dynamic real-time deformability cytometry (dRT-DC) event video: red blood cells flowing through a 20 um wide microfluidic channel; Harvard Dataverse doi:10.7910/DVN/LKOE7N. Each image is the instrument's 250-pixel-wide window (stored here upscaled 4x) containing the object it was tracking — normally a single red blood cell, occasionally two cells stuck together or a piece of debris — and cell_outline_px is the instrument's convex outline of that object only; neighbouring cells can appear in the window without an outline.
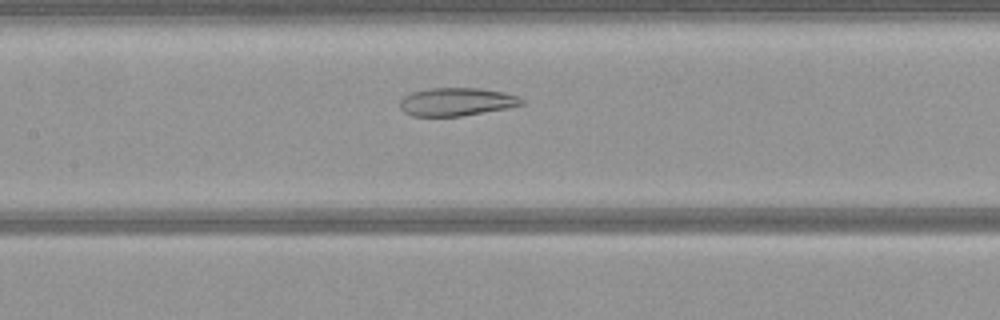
{"species": "common noctule bat (a hibernating species)", "species_latin": "Nyctalus noctula", "temperature_condition": "warm", "stored_images_in_passage": 45, "camera_frame_rate_fps": 3000, "um_per_image_px": 0.085, "animal": {"sex": "female", "body_mass_g": 21.9}, "frame": {"image": 1, "passage_image": 17, "time_ms": 5.333, "image_size_px": [1000, 320], "cell_outline_px": [[524, 104], [508, 108], [460, 116], [412, 116], [404, 112], [400, 108], [400, 100], [404, 96], [412, 92], [428, 88], [480, 88], [504, 92], [516, 96], [524, 100]], "centroid_in_image_um": [38.79, 8.65], "position_along_channel_um": 168.6, "area_um2": 19.94}}
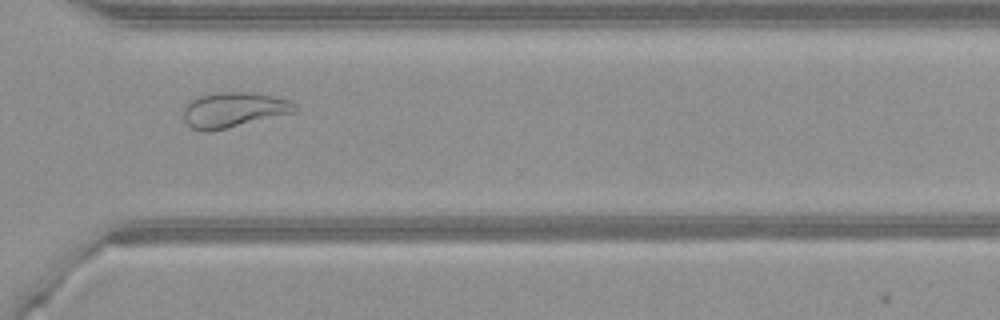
{"frame": {"image": 2, "passage_image": 31, "time_ms": 10.0, "image_size_px": [1000, 320], "cell_outline_px": [[296, 112], [208, 132], [204, 132], [192, 128], [184, 120], [184, 104], [188, 100], [200, 96], [216, 92], [252, 92], [272, 96], [288, 100], [296, 104]], "centroid_in_image_um": [19.82, 9.33], "position_along_channel_um": 350.8, "area_um2": 22.77}}
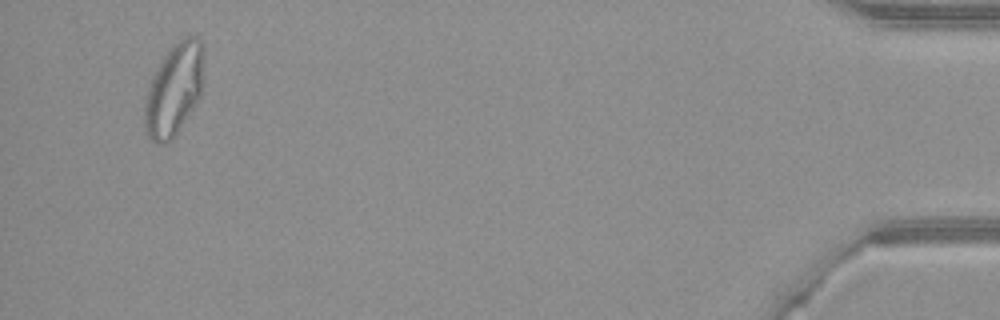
{"frame": {"image": 3, "passage_image": 43, "time_ms": 14.0, "image_size_px": [1000, 320], "cell_outline_px": [[204, 84], [200, 96], [172, 140], [164, 144], [156, 144], [144, 132], [144, 104], [148, 88], [152, 76], [164, 56], [172, 44], [184, 36], [196, 36], [204, 44]], "centroid_in_image_um": [14.81, 7.59], "position_along_channel_um": 420.4, "area_um2": 32.31}}